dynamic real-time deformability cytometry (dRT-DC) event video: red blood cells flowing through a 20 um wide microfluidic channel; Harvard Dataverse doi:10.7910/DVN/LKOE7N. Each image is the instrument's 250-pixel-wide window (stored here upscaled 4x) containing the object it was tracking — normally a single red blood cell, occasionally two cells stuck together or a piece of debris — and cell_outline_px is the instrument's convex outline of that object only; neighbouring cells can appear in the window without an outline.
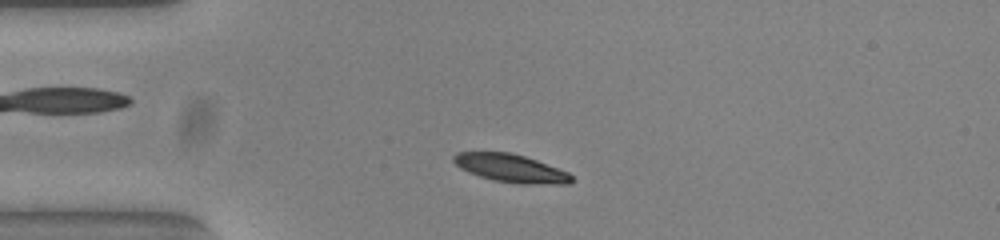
{"species": "common noctule bat (a hibernating species)", "species_latin": "Nyctalus noctula", "temperature_condition": "warm", "stored_images_in_passage": 47, "camera_frame_rate_fps": 3000, "um_per_image_px": 0.085, "animal": {"sex": "female", "body_mass_g": 23.0, "forearm_length_mm": 53.4}, "frame": {"image": 1, "passage_image": 6, "time_ms": 1.667, "image_size_px": [1000, 240], "cell_outline_px": [[576, 180], [568, 184], [520, 184], [492, 180], [468, 172], [460, 168], [452, 160], [452, 156], [456, 152], [512, 152], [536, 160], [568, 172]], "centroid_in_image_um": [43.42, 14.3], "position_along_channel_um": 41.6, "area_um2": 19.42}}
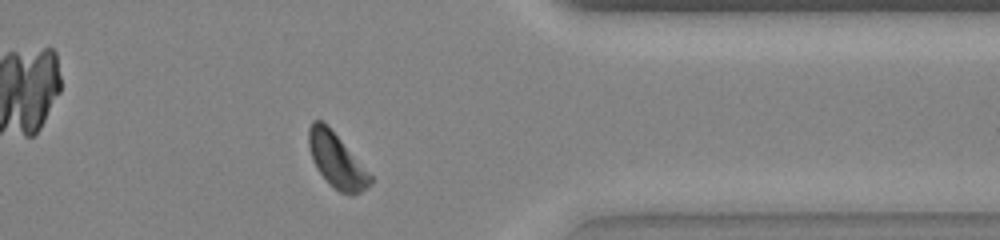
{"frame": {"image": 2, "passage_image": 36, "time_ms": 11.667, "image_size_px": [1000, 240], "cell_outline_px": [[372, 184], [368, 188], [352, 196], [340, 192], [316, 168], [312, 160], [308, 144], [308, 128], [312, 120], [320, 120], [340, 140], [372, 176]], "centroid_in_image_um": [28.61, 13.66], "position_along_channel_um": 382.8, "area_um2": 18.9}}
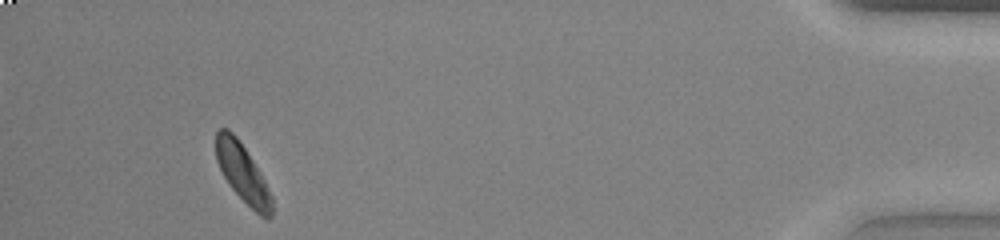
{"frame": {"image": 3, "passage_image": 43, "time_ms": 14.0, "image_size_px": [1000, 240], "cell_outline_px": [[272, 216], [268, 220], [260, 216], [228, 184], [216, 160], [216, 132], [220, 128], [228, 128], [236, 136], [260, 172], [272, 196]], "centroid_in_image_um": [20.62, 14.71], "position_along_channel_um": 414.6, "area_um2": 18.61}}